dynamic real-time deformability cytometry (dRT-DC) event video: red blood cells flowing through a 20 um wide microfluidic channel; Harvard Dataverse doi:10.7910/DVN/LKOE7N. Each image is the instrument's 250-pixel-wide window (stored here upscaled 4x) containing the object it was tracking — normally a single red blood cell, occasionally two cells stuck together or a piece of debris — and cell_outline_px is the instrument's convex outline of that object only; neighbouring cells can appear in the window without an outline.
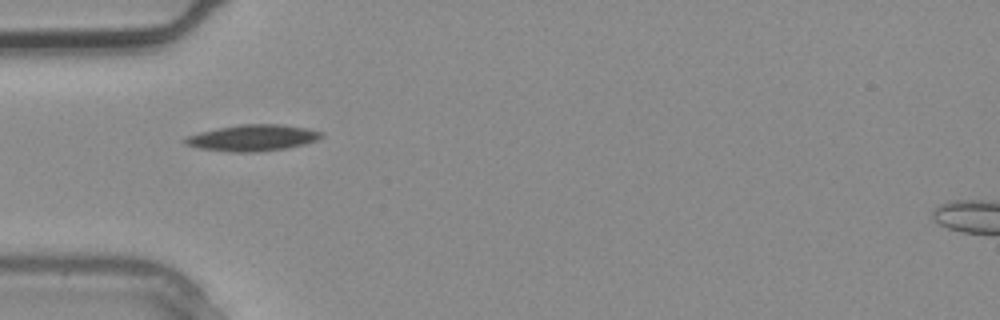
{"species": "common noctule bat (a hibernating species)", "species_latin": "Nyctalus noctula", "temperature_condition": "warm", "stored_images_in_passage": 1, "camera_frame_rate_fps": 3000, "um_per_image_px": 0.085, "animal": {"sex": "male", "body_mass_g": 20.4}, "frame": {"image": 1, "passage_image": 1, "time_ms": 0.0, "image_size_px": [1000, 320], "cell_outline_px": [[324, 136], [316, 140], [304, 144], [284, 148], [256, 152], [228, 152], [200, 148], [184, 144], [180, 140], [188, 136], [200, 132], [240, 124], [280, 124], [308, 128], [324, 132]], "centroid_in_image_um": [21.48, 11.71], "position_along_channel_um": 63.5, "area_um2": 20.87}}